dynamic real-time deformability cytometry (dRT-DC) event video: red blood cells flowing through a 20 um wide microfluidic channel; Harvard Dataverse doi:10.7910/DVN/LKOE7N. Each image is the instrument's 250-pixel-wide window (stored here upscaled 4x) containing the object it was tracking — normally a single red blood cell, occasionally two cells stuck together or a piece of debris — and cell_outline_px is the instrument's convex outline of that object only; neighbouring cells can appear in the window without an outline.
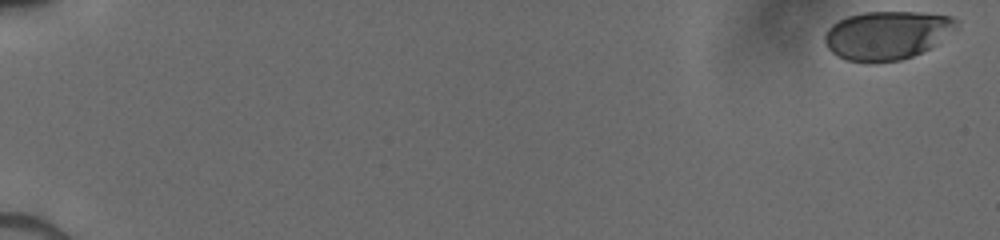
{"species": "human", "species_latin": "Homo sapiens", "temperature_condition": "cold", "stored_images_in_passage": 64, "camera_frame_rate_fps": 3000, "um_per_image_px": 0.085, "donor": {"sex": "male"}, "frame": {"image": 1, "passage_image": 1, "time_ms": 0.0, "image_size_px": [1000, 240], "cell_outline_px": [[960, 20], [956, 28], [928, 48], [912, 56], [900, 60], [848, 60], [836, 56], [824, 44], [824, 36], [828, 28], [832, 24], [848, 16], [864, 12], [920, 12], [952, 16]], "centroid_in_image_um": [75.38, 2.95], "position_along_channel_um": 9.6, "area_um2": 36.59}}
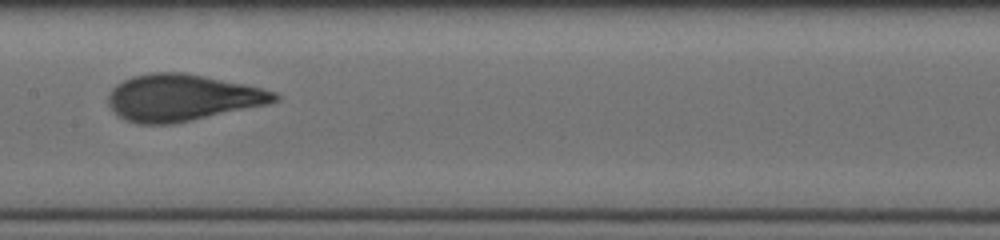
{"frame": {"image": 2, "passage_image": 36, "time_ms": 9.333, "image_size_px": [1000, 240], "cell_outline_px": [[280, 100], [268, 104], [172, 124], [140, 124], [128, 120], [120, 116], [108, 104], [108, 96], [112, 88], [116, 84], [132, 76], [152, 72], [184, 72], [244, 84], [276, 92], [280, 96]], "centroid_in_image_um": [15.49, 8.29], "position_along_channel_um": 191.9, "area_um2": 44.91}}
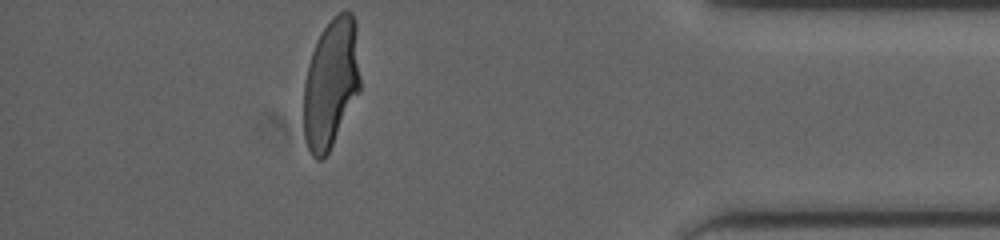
{"frame": {"image": 3, "passage_image": 63, "time_ms": 15.333, "image_size_px": [1000, 240], "cell_outline_px": [[360, 92], [328, 152], [320, 160], [316, 160], [312, 156], [308, 148], [304, 136], [304, 84], [312, 52], [320, 32], [332, 16], [340, 12], [352, 12], [356, 24], [360, 76]], "centroid_in_image_um": [28.14, 7.06], "position_along_channel_um": 407.1, "area_um2": 42.66}}